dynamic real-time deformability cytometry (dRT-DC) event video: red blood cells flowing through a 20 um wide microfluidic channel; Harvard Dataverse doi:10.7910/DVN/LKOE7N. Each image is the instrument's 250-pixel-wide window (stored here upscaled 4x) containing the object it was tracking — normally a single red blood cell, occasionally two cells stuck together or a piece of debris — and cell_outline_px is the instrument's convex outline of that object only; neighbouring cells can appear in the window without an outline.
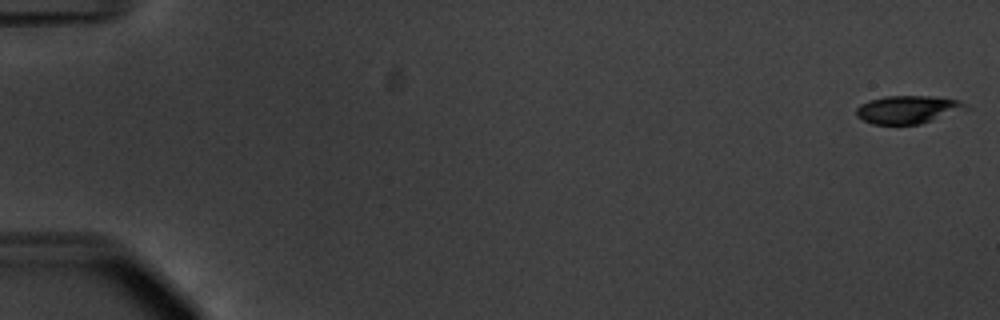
{"species": "common noctule bat (a hibernating species)", "species_latin": "Nyctalus noctula", "temperature_condition": "warm", "stored_images_in_passage": 53, "camera_frame_rate_fps": 3000, "um_per_image_px": 0.085, "animal": {"sex": "male", "body_mass_g": 20.1, "forearm_length_mm": 53.5}, "frame": {"image": 1, "passage_image": 1, "time_ms": 0.0, "image_size_px": [1000, 320], "cell_outline_px": [[972, 108], [920, 124], [872, 124], [856, 116], [856, 108], [860, 104], [868, 100], [884, 96], [928, 96], [960, 100]], "centroid_in_image_um": [77.18, 9.31], "position_along_channel_um": 7.8, "area_um2": 17.98}}
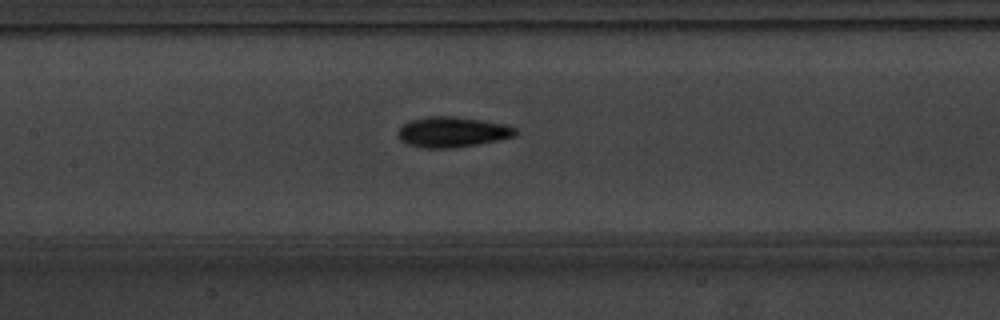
{"frame": {"image": 2, "passage_image": 27, "time_ms": 8.667, "image_size_px": [1000, 320], "cell_outline_px": [[516, 136], [476, 144], [448, 148], [424, 148], [408, 144], [400, 140], [396, 136], [396, 132], [408, 120], [428, 116], [456, 116], [504, 124], [516, 128]], "centroid_in_image_um": [38.39, 11.21], "position_along_channel_um": 169.0, "area_um2": 20.75}}
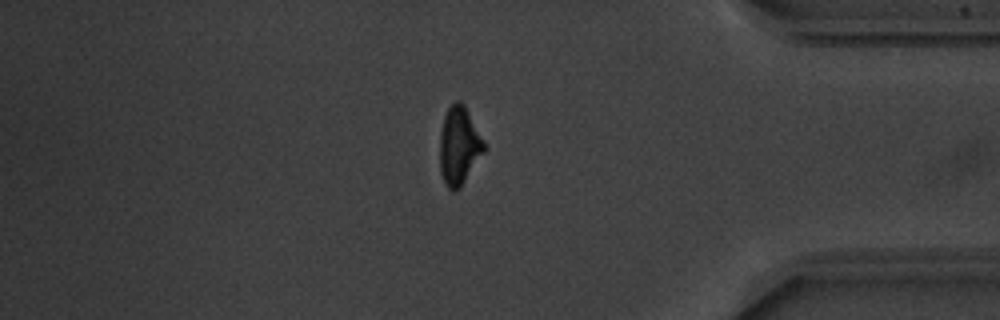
{"frame": {"image": 3, "passage_image": 47, "time_ms": 15.333, "image_size_px": [1000, 320], "cell_outline_px": [[484, 152], [460, 188], [448, 188], [440, 172], [440, 132], [444, 116], [448, 108], [456, 100], [460, 100], [464, 104], [484, 144]], "centroid_in_image_um": [38.99, 12.37], "position_along_channel_um": 396.2, "area_um2": 19.59}, "authors_computed_cell_mechanics": {"area_um2": 19.7676, "velocity_mm_per_s": 3.7618, "shape_relaxation_time_tau1_ms": 2.5083, "shape_relaxation_time_tau2_ms": 3.6257, "deformation_change_tau1": 0.1467, "deformation_change_tau2": 0.1038}}